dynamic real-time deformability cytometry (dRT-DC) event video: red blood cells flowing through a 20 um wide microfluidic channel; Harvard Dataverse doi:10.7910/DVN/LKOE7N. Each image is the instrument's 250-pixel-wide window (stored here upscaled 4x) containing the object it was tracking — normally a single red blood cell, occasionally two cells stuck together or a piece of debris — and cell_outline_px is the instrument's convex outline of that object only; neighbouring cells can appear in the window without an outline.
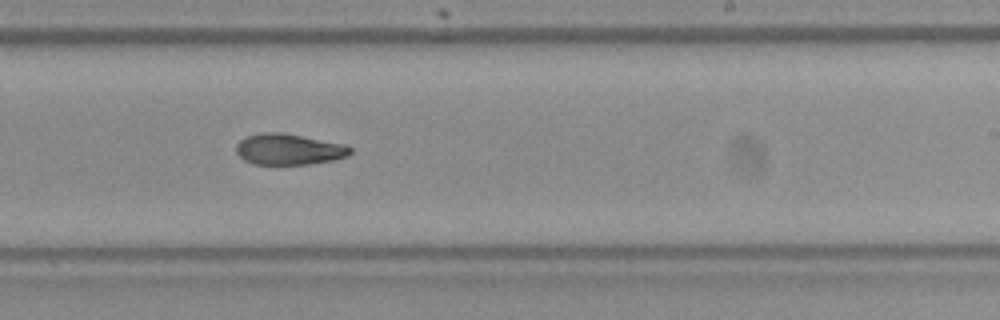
{"species": "Egyptian fruit bat (a non-hibernating species)", "species_latin": "Rousettus aegyptiacus", "temperature_condition": "room temperature", "stored_images_in_passage": 10, "camera_frame_rate_fps": 3000, "um_per_image_px": 0.085, "frame": {"image": 1, "passage_image": 9, "time_ms": 2.667, "image_size_px": [1000, 320], "cell_outline_px": [[352, 152], [348, 156], [336, 160], [308, 164], [252, 164], [244, 160], [236, 152], [236, 144], [244, 136], [260, 132], [280, 132], [344, 144], [352, 148]], "centroid_in_image_um": [24.53, 12.69], "position_along_channel_um": 264.5, "area_um2": 20.75}}
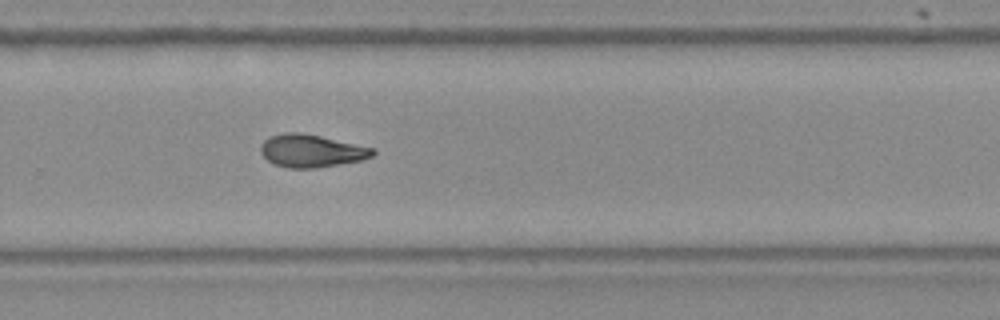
{"frame": {"image": 2, "passage_image": 10, "time_ms": 3.0, "image_size_px": [1000, 320], "cell_outline_px": [[376, 152], [372, 156], [364, 160], [316, 168], [288, 168], [276, 164], [268, 160], [260, 152], [260, 144], [264, 140], [272, 136], [284, 132], [300, 132], [320, 136], [376, 148]], "centroid_in_image_um": [26.5, 12.82], "position_along_channel_um": 303.3, "area_um2": 21.44}}